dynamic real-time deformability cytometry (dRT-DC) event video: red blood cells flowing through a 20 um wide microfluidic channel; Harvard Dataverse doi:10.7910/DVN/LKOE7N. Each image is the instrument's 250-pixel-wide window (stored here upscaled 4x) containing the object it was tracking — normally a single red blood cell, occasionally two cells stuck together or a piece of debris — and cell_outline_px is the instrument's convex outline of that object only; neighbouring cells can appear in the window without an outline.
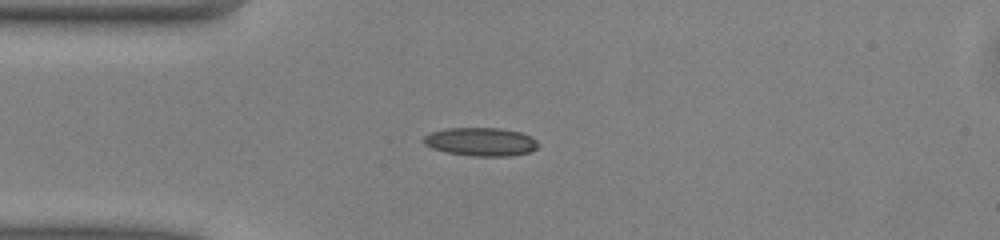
{"species": "common noctule bat (a hibernating species)", "species_latin": "Nyctalus noctula", "temperature_condition": "warm", "stored_images_in_passage": 38, "camera_frame_rate_fps": 3000, "um_per_image_px": 0.085, "animal": {"sex": "male", "body_mass_g": 13.0, "forearm_length_mm": 53.1}, "frame": {"image": 1, "passage_image": 1, "time_ms": 0.0, "image_size_px": [1000, 240], "cell_outline_px": [[540, 144], [532, 152], [512, 156], [472, 156], [444, 152], [432, 148], [424, 144], [420, 140], [424, 136], [432, 132], [444, 128], [500, 128], [520, 132], [532, 136]], "centroid_in_image_um": [40.87, 12.05], "position_along_channel_um": 44.1, "area_um2": 19.31}}
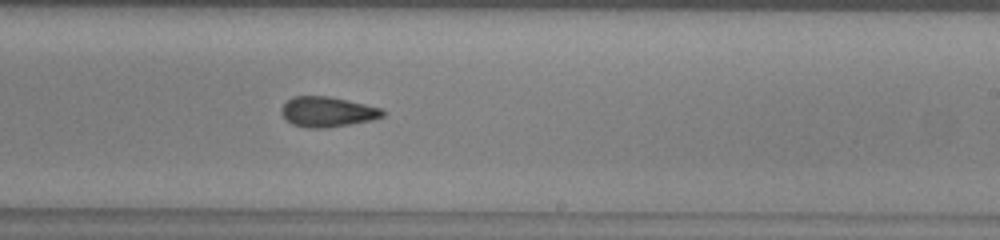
{"frame": {"image": 2, "passage_image": 18, "time_ms": 5.667, "image_size_px": [1000, 240], "cell_outline_px": [[388, 112], [384, 116], [372, 120], [328, 128], [308, 128], [292, 124], [280, 112], [280, 108], [292, 96], [328, 96], [348, 100], [380, 108]], "centroid_in_image_um": [27.84, 9.5], "position_along_channel_um": 261.2, "area_um2": 17.86}}
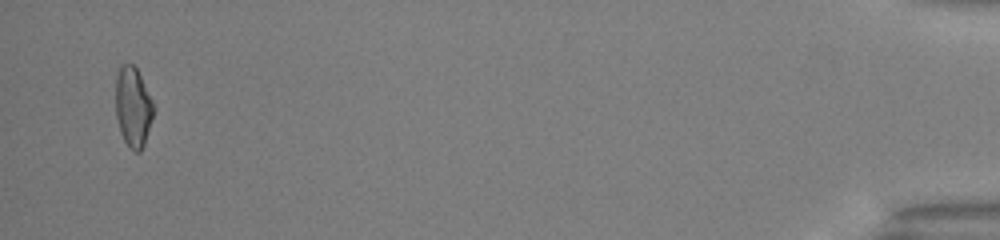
{"frame": {"image": 3, "passage_image": 37, "time_ms": 12.0, "image_size_px": [1000, 240], "cell_outline_px": [[156, 108], [144, 144], [140, 152], [136, 152], [128, 148], [120, 132], [116, 116], [116, 76], [120, 68], [124, 64], [132, 64], [136, 68]], "centroid_in_image_um": [11.32, 9.14], "position_along_channel_um": 423.9, "area_um2": 17.63}, "authors_computed_cell_mechanics": {"area_um2": 17.918, "velocity_mm_per_s": 4.0822, "shape_relaxation_time_tau1_ms": null, "shape_relaxation_time_tau2_ms": 3.0327, "deformation_change_tau1": null, "deformation_change_tau2": 0.1189}}